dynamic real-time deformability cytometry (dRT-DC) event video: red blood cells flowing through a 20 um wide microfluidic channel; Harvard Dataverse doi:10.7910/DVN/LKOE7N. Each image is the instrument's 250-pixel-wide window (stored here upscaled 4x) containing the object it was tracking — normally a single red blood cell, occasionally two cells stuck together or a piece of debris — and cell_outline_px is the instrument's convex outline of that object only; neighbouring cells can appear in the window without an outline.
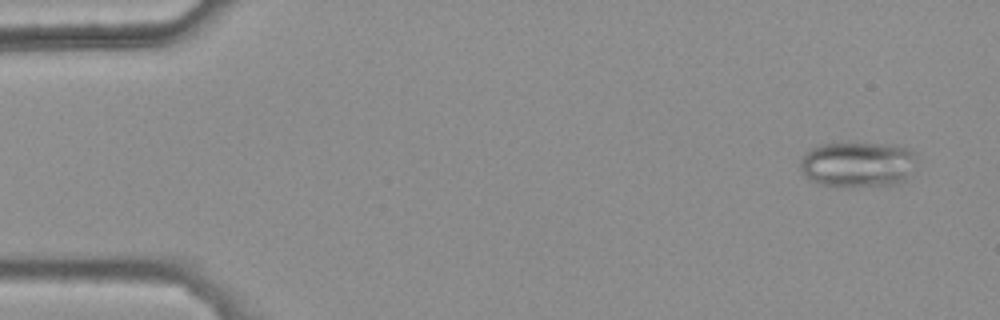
{"species": "common noctule bat (a hibernating species)", "species_latin": "Nyctalus noctula", "temperature_condition": "warm", "stored_images_in_passage": 47, "camera_frame_rate_fps": 3000, "um_per_image_px": 0.085, "animal": {"sex": "female", "body_mass_g": 25.1}, "frame": {"image": 1, "passage_image": 3, "time_ms": 0.667, "image_size_px": [1000, 320], "cell_outline_px": [[916, 152], [908, 180], [900, 184], [848, 188], [824, 184], [812, 180], [800, 168], [800, 160], [804, 152], [808, 148], [816, 144], [852, 140], [892, 144], [912, 148]], "centroid_in_image_um": [72.92, 13.92], "position_along_channel_um": 12.1, "area_um2": 32.43}}
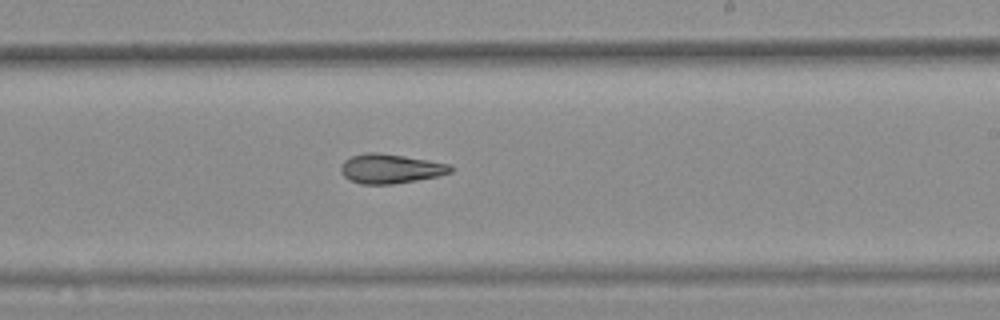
{"frame": {"image": 2, "passage_image": 32, "time_ms": 10.333, "image_size_px": [1000, 320], "cell_outline_px": [[456, 168], [452, 172], [436, 176], [416, 180], [392, 184], [360, 184], [344, 176], [340, 172], [340, 168], [344, 160], [352, 156], [364, 152], [380, 152], [452, 164]], "centroid_in_image_um": [33.21, 14.32], "position_along_channel_um": 255.8, "area_um2": 18.9}}
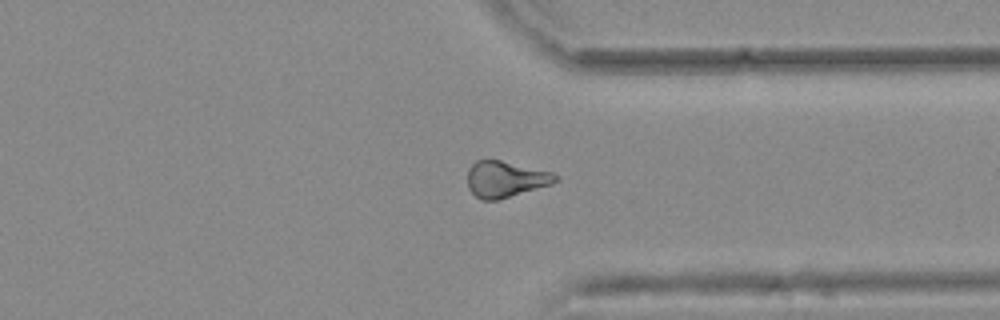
{"frame": {"image": 3, "passage_image": 41, "time_ms": 13.333, "image_size_px": [1000, 320], "cell_outline_px": [[560, 180], [552, 184], [496, 200], [480, 200], [468, 188], [468, 168], [476, 160], [500, 160], [552, 172], [560, 176]], "centroid_in_image_um": [42.98, 15.22], "position_along_channel_um": 368.4, "area_um2": 18.5}, "authors_computed_cell_mechanics": {"area_um2": 19.1318, "velocity_mm_per_s": 3.7734, "shape_relaxation_time_tau1_ms": null, "shape_relaxation_time_tau2_ms": 5.7474, "deformation_change_tau1": null, "deformation_change_tau2": 0.1446}}